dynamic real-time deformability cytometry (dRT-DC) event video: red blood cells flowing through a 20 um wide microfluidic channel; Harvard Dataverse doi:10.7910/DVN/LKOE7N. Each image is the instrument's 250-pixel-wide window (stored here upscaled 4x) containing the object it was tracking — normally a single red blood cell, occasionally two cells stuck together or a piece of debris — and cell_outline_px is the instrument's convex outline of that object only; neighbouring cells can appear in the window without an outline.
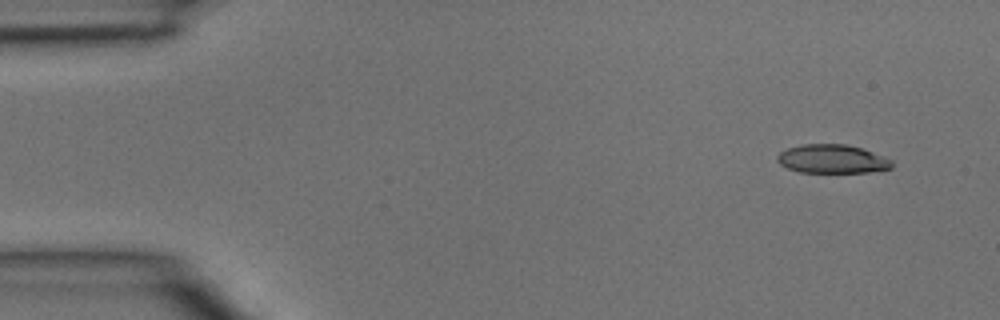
{"species": "common noctule bat (a hibernating species)", "species_latin": "Nyctalus noctula", "temperature_condition": "room temperature", "stored_images_in_passage": 37, "camera_frame_rate_fps": 3000, "um_per_image_px": 0.085, "animal": {"sex": "male", "body_mass_g": 15.6}, "frame": {"image": 1, "passage_image": 1, "time_ms": 0.0, "image_size_px": [1000, 320], "cell_outline_px": [[892, 168], [868, 172], [800, 172], [788, 168], [780, 164], [776, 160], [776, 156], [780, 152], [788, 148], [804, 144], [844, 144], [860, 148], [872, 152], [892, 160]], "centroid_in_image_um": [70.71, 13.51], "position_along_channel_um": 14.3, "area_um2": 18.96}}
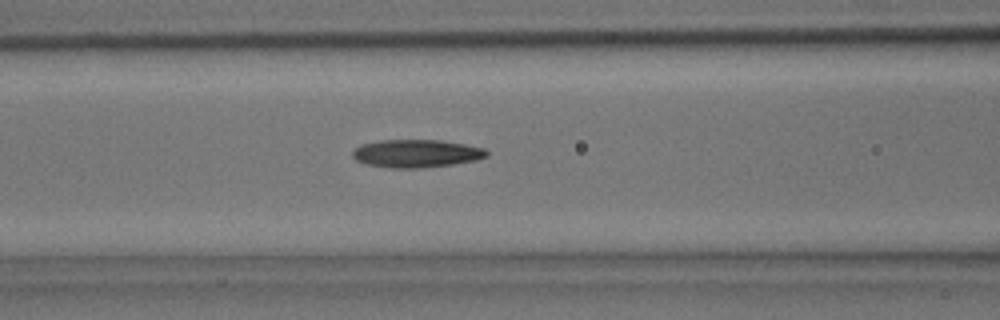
{"frame": {"image": 2, "passage_image": 14, "time_ms": 4.333, "image_size_px": [1000, 320], "cell_outline_px": [[488, 156], [476, 160], [452, 164], [420, 168], [388, 168], [368, 164], [356, 160], [352, 156], [352, 152], [360, 144], [380, 140], [440, 140], [464, 144], [484, 148], [488, 152]], "centroid_in_image_um": [35.38, 13.04], "position_along_channel_um": 131.2, "area_um2": 21.79}}
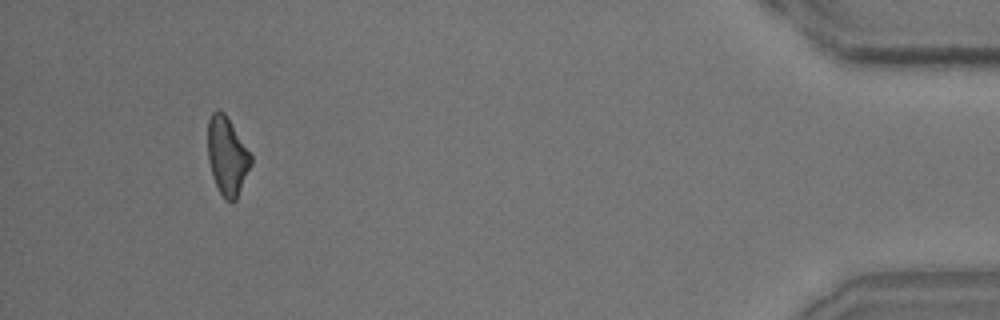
{"frame": {"image": 3, "passage_image": 35, "time_ms": 11.333, "image_size_px": [1000, 320], "cell_outline_px": [[252, 164], [236, 200], [232, 204], [224, 200], [216, 184], [208, 160], [208, 120], [212, 112], [224, 112], [252, 156]], "centroid_in_image_um": [19.32, 13.31], "position_along_channel_um": 415.9, "area_um2": 19.42}}